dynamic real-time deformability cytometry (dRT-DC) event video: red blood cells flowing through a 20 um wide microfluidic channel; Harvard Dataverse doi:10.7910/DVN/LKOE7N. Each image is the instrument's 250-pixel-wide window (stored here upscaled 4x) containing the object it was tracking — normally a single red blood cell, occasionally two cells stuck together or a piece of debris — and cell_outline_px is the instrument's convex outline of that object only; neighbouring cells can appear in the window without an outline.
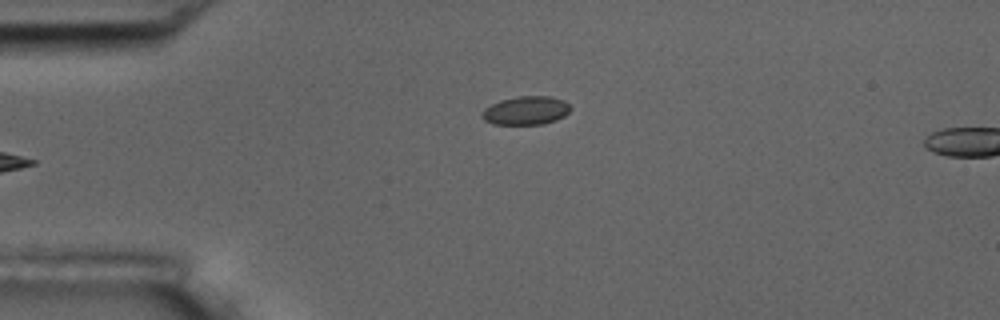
{"species": "common noctule bat (a hibernating species)", "species_latin": "Nyctalus noctula", "temperature_condition": "room temperature", "stored_images_in_passage": 5, "camera_frame_rate_fps": 3000, "um_per_image_px": 0.085, "animal": {"sex": "male", "body_mass_g": 17.5, "forearm_length_mm": 52.3}, "frame": {"image": 1, "passage_image": 5, "time_ms": 1.333, "image_size_px": [1000, 320], "cell_outline_px": [[572, 108], [564, 116], [556, 120], [544, 124], [492, 124], [484, 120], [480, 116], [480, 112], [484, 108], [500, 100], [520, 96], [548, 96], [564, 100]], "centroid_in_image_um": [44.68, 9.4], "position_along_channel_um": 40.3, "area_um2": 14.8}}